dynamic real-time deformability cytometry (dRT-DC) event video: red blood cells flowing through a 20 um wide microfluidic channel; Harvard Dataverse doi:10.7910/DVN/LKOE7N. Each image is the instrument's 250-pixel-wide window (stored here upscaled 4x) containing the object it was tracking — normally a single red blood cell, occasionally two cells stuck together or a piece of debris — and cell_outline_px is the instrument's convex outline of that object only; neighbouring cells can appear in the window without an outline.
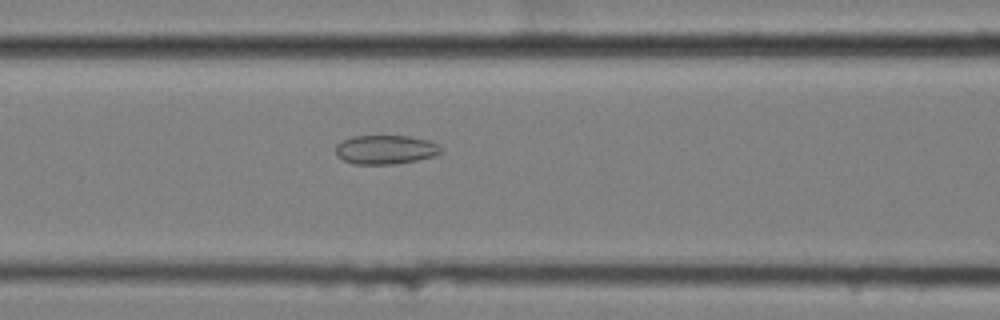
{"species": "common noctule bat (a hibernating species)", "species_latin": "Nyctalus noctula", "temperature_condition": "cold", "stored_images_in_passage": 59, "camera_frame_rate_fps": 3000, "um_per_image_px": 0.085, "animal": {"sex": "female", "body_mass_g": 25.1}, "frame": {"image": 1, "passage_image": 25, "time_ms": 8.0, "image_size_px": [1000, 320], "cell_outline_px": [[444, 152], [432, 156], [416, 160], [396, 164], [352, 164], [336, 156], [336, 144], [352, 136], [408, 136], [428, 140], [436, 144]], "centroid_in_image_um": [32.74, 12.72], "position_along_channel_um": 133.9, "area_um2": 17.74}}
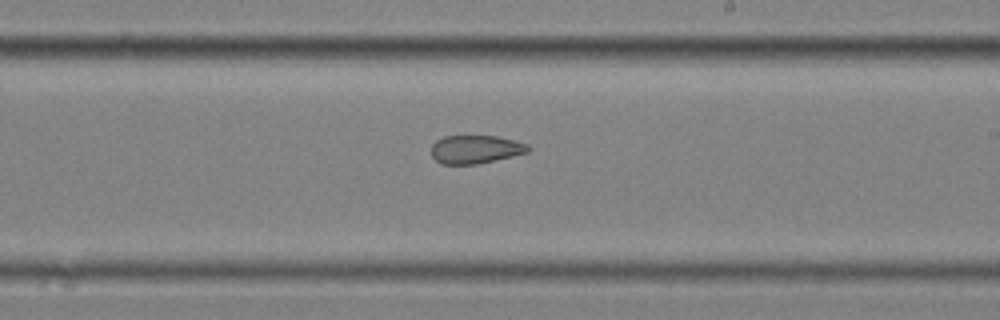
{"frame": {"image": 2, "passage_image": 35, "time_ms": 11.333, "image_size_px": [1000, 320], "cell_outline_px": [[532, 148], [528, 152], [496, 160], [476, 164], [440, 164], [432, 156], [432, 144], [436, 140], [444, 136], [496, 136], [528, 144]], "centroid_in_image_um": [40.41, 12.69], "position_along_channel_um": 248.6, "area_um2": 15.95}}
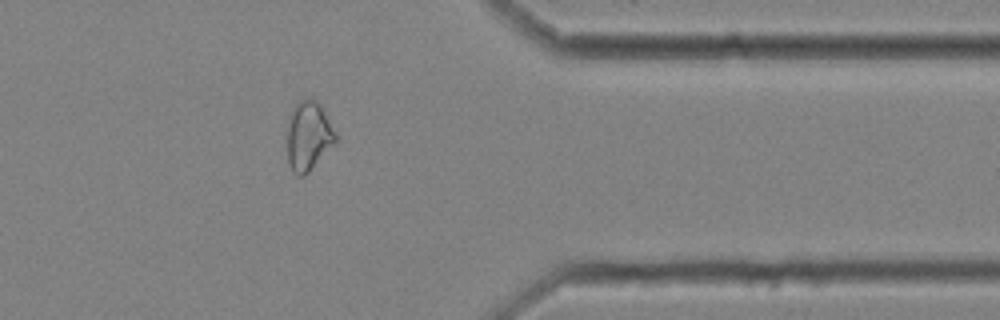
{"frame": {"image": 3, "passage_image": 48, "time_ms": 15.667, "image_size_px": [1000, 320], "cell_outline_px": [[336, 140], [308, 172], [304, 176], [296, 176], [292, 172], [288, 164], [284, 128], [288, 116], [296, 104], [300, 100], [308, 96], [316, 100], [320, 104], [336, 132]], "centroid_in_image_um": [26.13, 11.53], "position_along_channel_um": 385.3, "area_um2": 20.11}, "authors_computed_cell_mechanics": {"area_um2": 21.2126, "velocity_mm_per_s": 3.4521, "shape_relaxation_time_tau1_ms": null, "shape_relaxation_time_tau2_ms": 2.74, "deformation_change_tau1": null, "deformation_change_tau2": 0.0914}}